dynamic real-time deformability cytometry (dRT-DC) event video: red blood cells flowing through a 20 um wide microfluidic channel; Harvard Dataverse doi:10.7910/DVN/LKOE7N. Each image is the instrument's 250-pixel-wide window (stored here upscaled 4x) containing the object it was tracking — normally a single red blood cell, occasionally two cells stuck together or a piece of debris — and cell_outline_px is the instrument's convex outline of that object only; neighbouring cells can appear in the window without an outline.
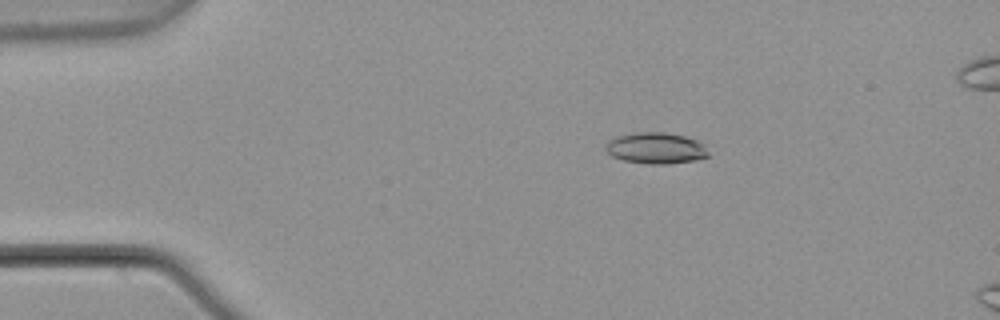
{"species": "common noctule bat (a hibernating species)", "species_latin": "Nyctalus noctula", "temperature_condition": "warm", "stored_images_in_passage": 4, "camera_frame_rate_fps": 3000, "um_per_image_px": 0.085, "animal": {"sex": "male", "body_mass_g": 21.5, "forearm_length_mm": 52.0}, "frame": {"image": 1, "passage_image": 2, "time_ms": 0.333, "image_size_px": [1000, 320], "cell_outline_px": [[708, 156], [696, 160], [668, 164], [648, 164], [624, 160], [612, 156], [604, 148], [608, 140], [616, 136], [636, 132], [664, 132], [684, 136], [696, 140], [704, 144], [708, 152]], "centroid_in_image_um": [55.74, 12.59], "position_along_channel_um": 29.3, "area_um2": 18.73}}